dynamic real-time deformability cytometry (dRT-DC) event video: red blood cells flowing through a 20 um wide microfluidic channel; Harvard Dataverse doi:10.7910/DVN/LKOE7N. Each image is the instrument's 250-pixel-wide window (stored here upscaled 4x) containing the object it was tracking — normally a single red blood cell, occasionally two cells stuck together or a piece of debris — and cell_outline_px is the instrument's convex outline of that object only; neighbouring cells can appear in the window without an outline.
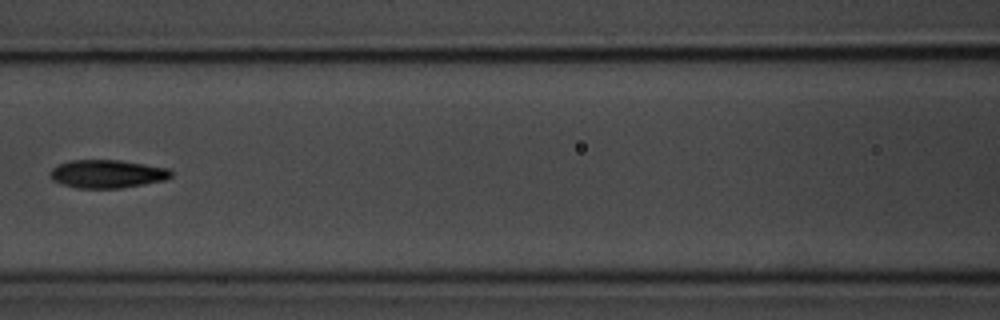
{"species": "common noctule bat (a hibernating species)", "species_latin": "Nyctalus noctula", "temperature_condition": "room temperature", "stored_images_in_passage": 16, "camera_frame_rate_fps": 3000, "um_per_image_px": 0.085, "animal": {"sex": "male", "body_mass_g": 20.1, "forearm_length_mm": 53.5}, "frame": {"image": 1, "passage_image": 7, "time_ms": 8.0, "image_size_px": [1000, 320], "cell_outline_px": [[172, 176], [168, 180], [120, 188], [76, 188], [60, 184], [52, 180], [48, 172], [56, 164], [68, 160], [120, 160], [172, 168]], "centroid_in_image_um": [9.11, 14.77], "position_along_channel_um": 157.5, "area_um2": 20.35}}
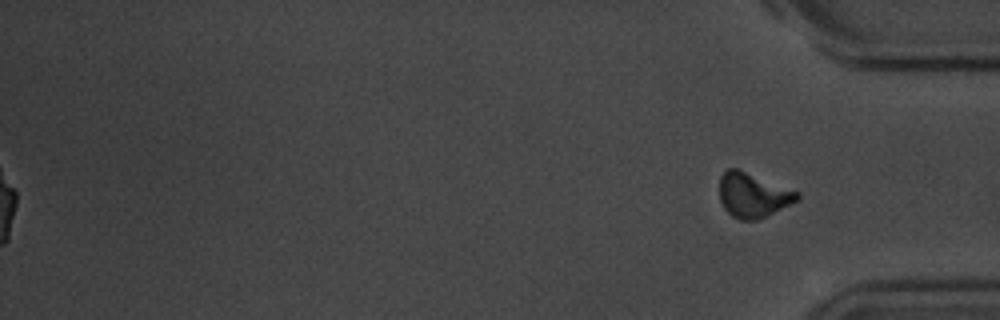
{"frame": {"image": 2, "passage_image": 16, "time_ms": 19.0, "image_size_px": [1000, 320], "cell_outline_px": [[800, 200], [756, 220], [740, 220], [732, 216], [724, 208], [720, 200], [720, 176], [728, 168], [736, 168], [800, 192]], "centroid_in_image_um": [64.01, 16.59], "position_along_channel_um": 371.2, "area_um2": 20.06}, "authors_computed_cell_mechanics": {"area_um2": 19.8543, "velocity_mm_per_s": 3.5074, "shape_relaxation_time_tau1_ms": 3.8763, "shape_relaxation_time_tau2_ms": 3.5029, "deformation_change_tau1": 0.1625, "deformation_change_tau2": 0.1183}}